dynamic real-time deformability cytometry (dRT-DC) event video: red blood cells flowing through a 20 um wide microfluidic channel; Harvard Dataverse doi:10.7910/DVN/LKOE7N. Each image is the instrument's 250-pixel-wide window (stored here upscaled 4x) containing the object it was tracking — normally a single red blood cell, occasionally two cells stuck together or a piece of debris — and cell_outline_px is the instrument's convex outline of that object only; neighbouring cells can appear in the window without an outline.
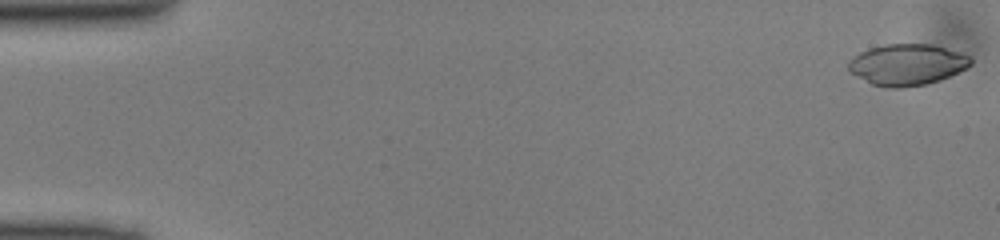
{"species": "common noctule bat (a hibernating species)", "species_latin": "Nyctalus noctula", "temperature_condition": "cold", "stored_images_in_passage": 49, "camera_frame_rate_fps": 3000, "um_per_image_px": 0.085, "animal": {"sex": "male", "body_mass_g": 13.0, "forearm_length_mm": 53.1}, "frame": {"image": 1, "passage_image": 1, "time_ms": 0.0, "image_size_px": [1000, 240], "cell_outline_px": [[972, 64], [948, 76], [924, 84], [904, 88], [884, 88], [872, 84], [848, 72], [848, 64], [860, 52], [868, 48], [884, 44], [932, 44], [960, 52], [968, 56], [972, 60]], "centroid_in_image_um": [77.06, 5.49], "position_along_channel_um": 7.9, "area_um2": 29.13}}
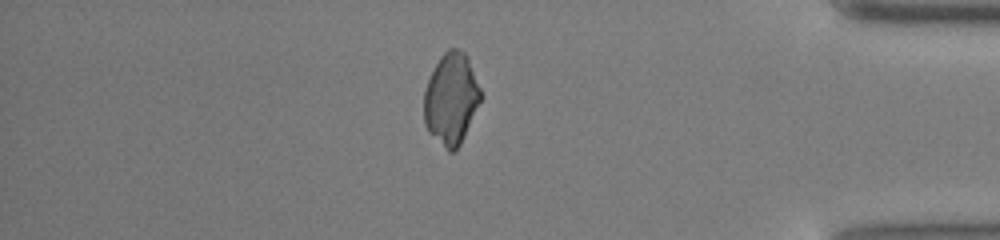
{"frame": {"image": 2, "passage_image": 42, "time_ms": 13.667, "image_size_px": [1000, 240], "cell_outline_px": [[484, 96], [460, 144], [452, 152], [448, 152], [428, 132], [424, 124], [424, 92], [428, 80], [440, 56], [448, 48], [456, 48], [464, 52], [468, 60]], "centroid_in_image_um": [38.35, 8.41], "position_along_channel_um": 396.8, "area_um2": 30.29}}
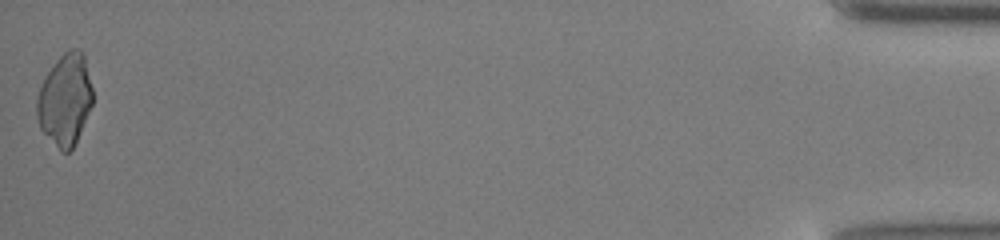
{"frame": {"image": 3, "passage_image": 49, "time_ms": 16.0, "image_size_px": [1000, 240], "cell_outline_px": [[92, 104], [76, 140], [72, 148], [68, 152], [60, 152], [40, 128], [36, 116], [36, 96], [44, 76], [56, 60], [68, 48], [76, 48], [84, 52], [92, 88]], "centroid_in_image_um": [5.5, 8.44], "position_along_channel_um": 429.7, "area_um2": 29.88}}